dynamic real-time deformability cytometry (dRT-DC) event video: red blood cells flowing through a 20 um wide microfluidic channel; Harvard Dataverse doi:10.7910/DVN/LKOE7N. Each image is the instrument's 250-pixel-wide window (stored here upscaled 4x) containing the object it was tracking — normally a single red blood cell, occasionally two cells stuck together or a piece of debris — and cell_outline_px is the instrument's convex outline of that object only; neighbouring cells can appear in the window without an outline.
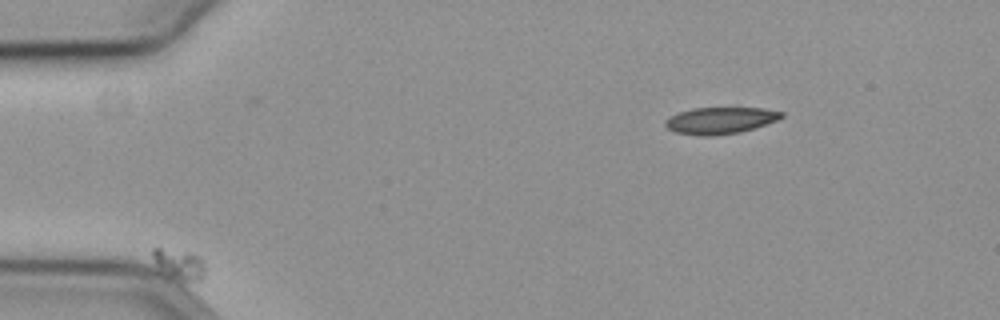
{"species": "common noctule bat (a hibernating species)", "species_latin": "Nyctalus noctula", "temperature_condition": "cold", "stored_images_in_passage": 46, "camera_frame_rate_fps": 3000, "um_per_image_px": 0.085, "animal": {"sex": "female", "body_mass_g": 19.3, "forearm_length_mm": 54.1}, "frame": {"image": 1, "passage_image": 1, "time_ms": 0.0, "image_size_px": [1000, 320], "cell_outline_px": [[208, 268], [204, 276], [200, 280], [180, 284], [164, 276], [156, 264], [152, 256], [152, 248], [160, 248], [192, 252], [204, 260]], "centroid_in_image_um": [15.27, 22.53], "position_along_channel_um": 69.7, "area_um2": 10.17}}